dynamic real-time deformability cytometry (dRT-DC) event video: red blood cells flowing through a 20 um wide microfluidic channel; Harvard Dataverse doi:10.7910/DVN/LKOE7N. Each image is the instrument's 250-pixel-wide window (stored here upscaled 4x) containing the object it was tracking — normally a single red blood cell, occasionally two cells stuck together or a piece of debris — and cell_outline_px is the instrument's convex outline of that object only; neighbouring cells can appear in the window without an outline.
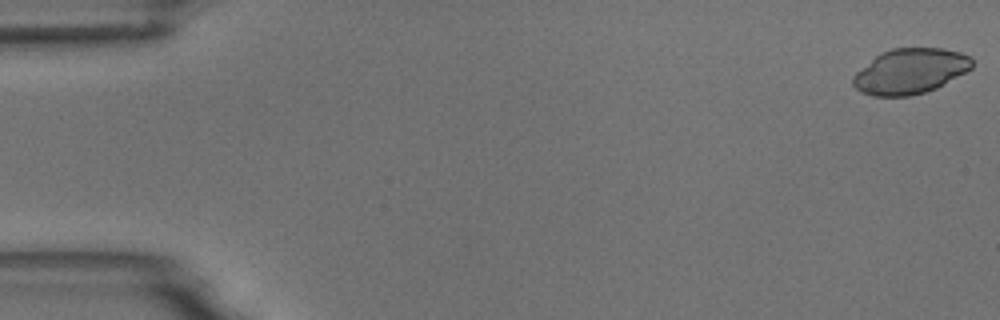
{"species": "common noctule bat (a hibernating species)", "species_latin": "Nyctalus noctula", "temperature_condition": "room temperature", "stored_images_in_passage": 4, "camera_frame_rate_fps": 3000, "um_per_image_px": 0.085, "animal": {"sex": "male", "body_mass_g": 18.8}, "frame": {"image": 1, "passage_image": 1, "time_ms": 0.0, "image_size_px": [1000, 320], "cell_outline_px": [[972, 68], [936, 88], [924, 92], [908, 96], [872, 96], [856, 88], [852, 84], [852, 76], [856, 72], [880, 52], [892, 48], [944, 48], [960, 52], [972, 56]], "centroid_in_image_um": [77.36, 6.04], "position_along_channel_um": 7.6, "area_um2": 31.33}}